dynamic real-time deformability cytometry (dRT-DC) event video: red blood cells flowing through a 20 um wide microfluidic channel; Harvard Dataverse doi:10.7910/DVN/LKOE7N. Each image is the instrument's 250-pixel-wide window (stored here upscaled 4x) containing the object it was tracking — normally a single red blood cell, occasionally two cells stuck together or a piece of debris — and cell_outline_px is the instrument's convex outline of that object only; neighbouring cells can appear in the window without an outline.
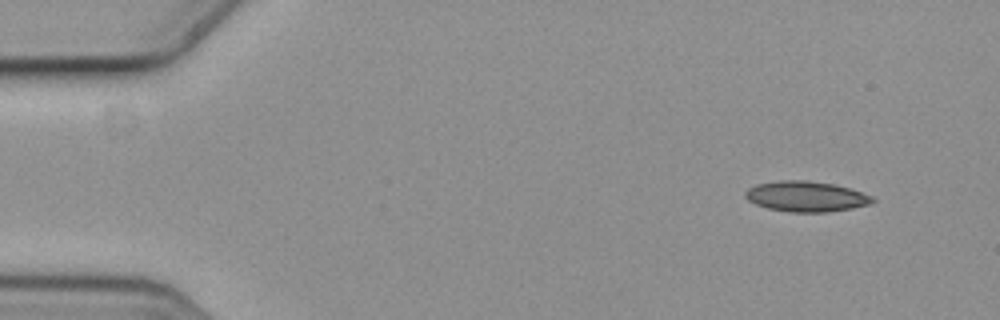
{"species": "common noctule bat (a hibernating species)", "species_latin": "Nyctalus noctula", "temperature_condition": "cold", "stored_images_in_passage": 9, "camera_frame_rate_fps": 3000, "um_per_image_px": 0.085, "animal": {"sex": "female", "body_mass_g": 19.3, "forearm_length_mm": 54.1}, "frame": {"image": 1, "passage_image": 1, "time_ms": 0.0, "image_size_px": [1000, 320], "cell_outline_px": [[876, 200], [872, 204], [852, 208], [828, 212], [788, 212], [768, 208], [756, 204], [748, 200], [744, 196], [744, 192], [748, 188], [756, 184], [780, 180], [804, 180], [832, 184], [848, 188], [872, 196]], "centroid_in_image_um": [68.5, 16.7], "position_along_channel_um": 16.5, "area_um2": 22.54}}
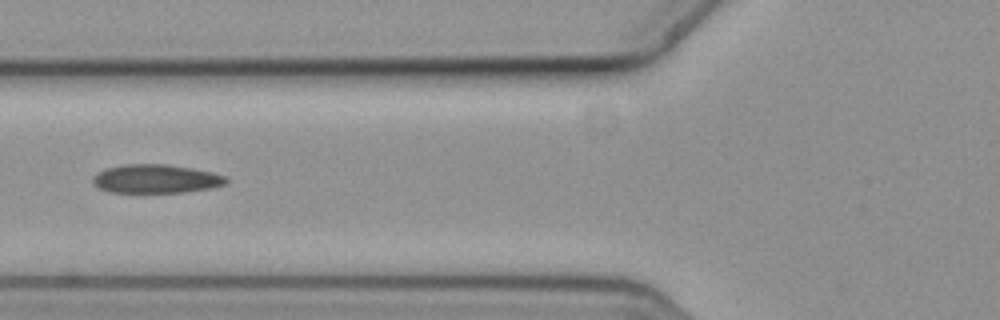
{"frame": {"image": 2, "passage_image": 5, "time_ms": 1.333, "image_size_px": [1000, 320], "cell_outline_px": [[228, 180], [224, 184], [212, 188], [184, 192], [108, 192], [92, 184], [92, 176], [96, 172], [104, 168], [124, 164], [164, 164], [192, 168], [212, 172], [224, 176]], "centroid_in_image_um": [13.19, 15.19], "position_along_channel_um": 112.6, "area_um2": 22.37}}
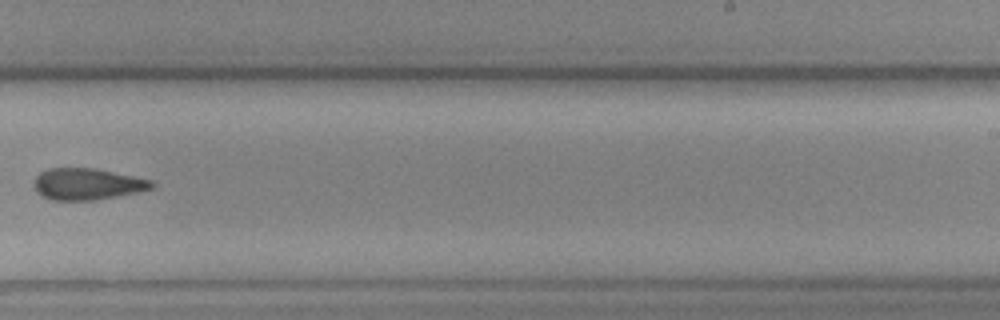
{"frame": {"image": 3, "passage_image": 9, "time_ms": 2.667, "image_size_px": [1000, 320], "cell_outline_px": [[156, 184], [152, 188], [136, 192], [96, 200], [52, 200], [36, 192], [32, 184], [36, 176], [40, 172], [48, 168], [92, 168], [152, 180]], "centroid_in_image_um": [7.37, 15.64], "position_along_channel_um": 281.6, "area_um2": 21.5}}